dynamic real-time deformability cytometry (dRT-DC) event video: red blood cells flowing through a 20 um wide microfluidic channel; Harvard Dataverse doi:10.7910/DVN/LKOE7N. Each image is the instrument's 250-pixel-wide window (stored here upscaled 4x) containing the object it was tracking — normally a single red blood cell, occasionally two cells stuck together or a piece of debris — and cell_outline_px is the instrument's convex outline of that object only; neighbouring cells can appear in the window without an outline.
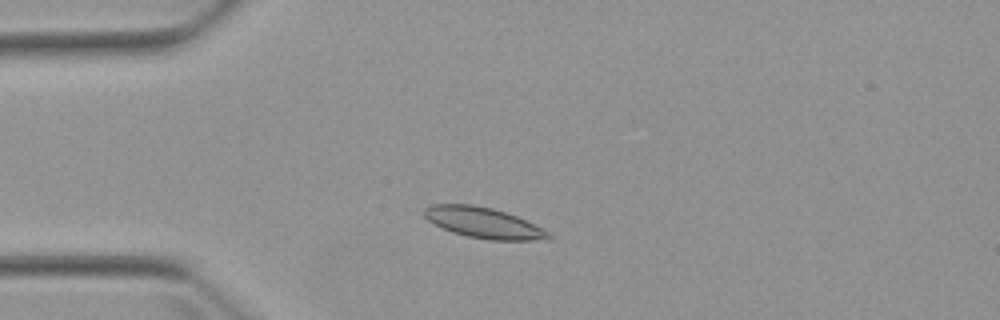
{"species": "Egyptian fruit bat (a non-hibernating species)", "species_latin": "Rousettus aegyptiacus", "temperature_condition": "warm", "stored_images_in_passage": 3, "camera_frame_rate_fps": 3000, "um_per_image_px": 0.085, "animal": {"sex": "female"}, "frame": {"image": 1, "passage_image": 2, "time_ms": 1.667, "image_size_px": [1000, 320], "cell_outline_px": [[552, 240], [488, 240], [468, 236], [452, 232], [428, 220], [424, 216], [424, 208], [432, 204], [472, 204], [492, 208], [516, 216], [548, 232], [552, 236]], "centroid_in_image_um": [41.09, 18.94], "position_along_channel_um": 43.9, "area_um2": 21.96}}
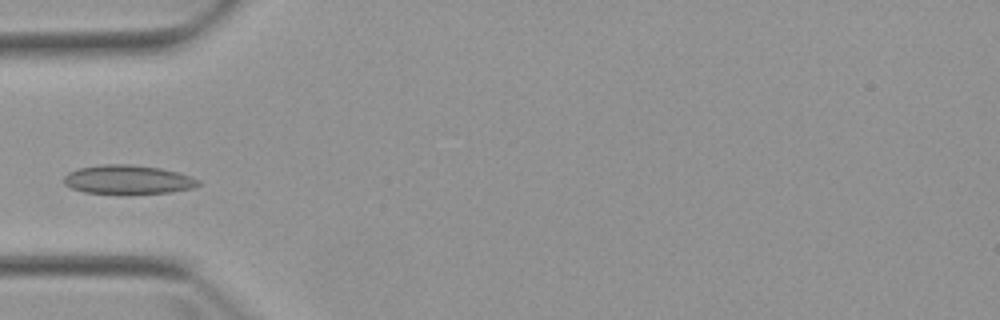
{"frame": {"image": 2, "passage_image": 3, "time_ms": 3.0, "image_size_px": [1000, 320], "cell_outline_px": [[200, 184], [192, 188], [172, 192], [124, 196], [84, 192], [72, 188], [64, 184], [64, 176], [68, 172], [80, 168], [104, 164], [132, 164], [160, 168], [192, 176], [200, 180]], "centroid_in_image_um": [10.88, 15.3], "position_along_channel_um": 74.1, "area_um2": 23.41}}